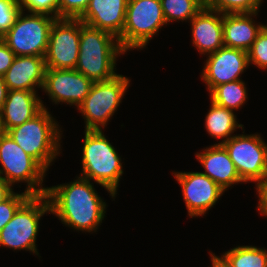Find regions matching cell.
I'll use <instances>...</instances> for the list:
<instances>
[{"mask_svg": "<svg viewBox=\"0 0 267 267\" xmlns=\"http://www.w3.org/2000/svg\"><path fill=\"white\" fill-rule=\"evenodd\" d=\"M46 188L51 214L78 232L97 231L106 213V203L91 180L79 176L73 182Z\"/></svg>", "mask_w": 267, "mask_h": 267, "instance_id": "1", "label": "cell"}, {"mask_svg": "<svg viewBox=\"0 0 267 267\" xmlns=\"http://www.w3.org/2000/svg\"><path fill=\"white\" fill-rule=\"evenodd\" d=\"M77 71L93 82L108 81L118 75L116 60L126 52L113 34L80 21Z\"/></svg>", "mask_w": 267, "mask_h": 267, "instance_id": "2", "label": "cell"}, {"mask_svg": "<svg viewBox=\"0 0 267 267\" xmlns=\"http://www.w3.org/2000/svg\"><path fill=\"white\" fill-rule=\"evenodd\" d=\"M83 140L80 176L93 180L104 187L110 193L111 198L115 197L124 173L121 157L102 130H85Z\"/></svg>", "mask_w": 267, "mask_h": 267, "instance_id": "3", "label": "cell"}, {"mask_svg": "<svg viewBox=\"0 0 267 267\" xmlns=\"http://www.w3.org/2000/svg\"><path fill=\"white\" fill-rule=\"evenodd\" d=\"M55 118L44 108L25 123L7 131L12 139L46 171L61 152L62 131Z\"/></svg>", "mask_w": 267, "mask_h": 267, "instance_id": "4", "label": "cell"}, {"mask_svg": "<svg viewBox=\"0 0 267 267\" xmlns=\"http://www.w3.org/2000/svg\"><path fill=\"white\" fill-rule=\"evenodd\" d=\"M50 214L46 195H31L0 231V245L13 250H27L38 256L36 239L41 217Z\"/></svg>", "mask_w": 267, "mask_h": 267, "instance_id": "5", "label": "cell"}, {"mask_svg": "<svg viewBox=\"0 0 267 267\" xmlns=\"http://www.w3.org/2000/svg\"><path fill=\"white\" fill-rule=\"evenodd\" d=\"M167 25L160 0H128L125 24L118 37L121 48H145L159 29Z\"/></svg>", "mask_w": 267, "mask_h": 267, "instance_id": "6", "label": "cell"}, {"mask_svg": "<svg viewBox=\"0 0 267 267\" xmlns=\"http://www.w3.org/2000/svg\"><path fill=\"white\" fill-rule=\"evenodd\" d=\"M0 177L13 186L16 182H25L24 190L30 195H44L46 189L43 186L46 170L31 156H29L6 133L0 139ZM3 175V176H2Z\"/></svg>", "mask_w": 267, "mask_h": 267, "instance_id": "7", "label": "cell"}, {"mask_svg": "<svg viewBox=\"0 0 267 267\" xmlns=\"http://www.w3.org/2000/svg\"><path fill=\"white\" fill-rule=\"evenodd\" d=\"M129 85V78L120 74L108 81L93 83L89 94L77 109L84 116L85 130H102L107 126Z\"/></svg>", "mask_w": 267, "mask_h": 267, "instance_id": "8", "label": "cell"}, {"mask_svg": "<svg viewBox=\"0 0 267 267\" xmlns=\"http://www.w3.org/2000/svg\"><path fill=\"white\" fill-rule=\"evenodd\" d=\"M21 10L12 27L1 37L15 56L44 57L55 17L48 14H25Z\"/></svg>", "mask_w": 267, "mask_h": 267, "instance_id": "9", "label": "cell"}, {"mask_svg": "<svg viewBox=\"0 0 267 267\" xmlns=\"http://www.w3.org/2000/svg\"><path fill=\"white\" fill-rule=\"evenodd\" d=\"M244 183L255 182L258 190L267 177V143L260 134H239L221 143Z\"/></svg>", "mask_w": 267, "mask_h": 267, "instance_id": "10", "label": "cell"}, {"mask_svg": "<svg viewBox=\"0 0 267 267\" xmlns=\"http://www.w3.org/2000/svg\"><path fill=\"white\" fill-rule=\"evenodd\" d=\"M80 19L56 18L44 56L46 68L75 69L79 57Z\"/></svg>", "mask_w": 267, "mask_h": 267, "instance_id": "11", "label": "cell"}, {"mask_svg": "<svg viewBox=\"0 0 267 267\" xmlns=\"http://www.w3.org/2000/svg\"><path fill=\"white\" fill-rule=\"evenodd\" d=\"M93 81L76 69L46 68L42 90L54 104L78 106L89 94Z\"/></svg>", "mask_w": 267, "mask_h": 267, "instance_id": "12", "label": "cell"}, {"mask_svg": "<svg viewBox=\"0 0 267 267\" xmlns=\"http://www.w3.org/2000/svg\"><path fill=\"white\" fill-rule=\"evenodd\" d=\"M182 188L183 199L189 217L204 216L225 192L202 172H174Z\"/></svg>", "mask_w": 267, "mask_h": 267, "instance_id": "13", "label": "cell"}, {"mask_svg": "<svg viewBox=\"0 0 267 267\" xmlns=\"http://www.w3.org/2000/svg\"><path fill=\"white\" fill-rule=\"evenodd\" d=\"M207 56L201 78L209 92L220 84L242 80L240 74L250 66L248 52L241 49L224 46Z\"/></svg>", "mask_w": 267, "mask_h": 267, "instance_id": "14", "label": "cell"}, {"mask_svg": "<svg viewBox=\"0 0 267 267\" xmlns=\"http://www.w3.org/2000/svg\"><path fill=\"white\" fill-rule=\"evenodd\" d=\"M192 43L200 54L208 55L224 47L223 14L204 6L191 20Z\"/></svg>", "mask_w": 267, "mask_h": 267, "instance_id": "15", "label": "cell"}, {"mask_svg": "<svg viewBox=\"0 0 267 267\" xmlns=\"http://www.w3.org/2000/svg\"><path fill=\"white\" fill-rule=\"evenodd\" d=\"M127 5L128 0H90L79 19L118 38L125 24Z\"/></svg>", "mask_w": 267, "mask_h": 267, "instance_id": "16", "label": "cell"}, {"mask_svg": "<svg viewBox=\"0 0 267 267\" xmlns=\"http://www.w3.org/2000/svg\"><path fill=\"white\" fill-rule=\"evenodd\" d=\"M46 65L44 57L15 56L12 65L3 75L8 90L37 92L43 87Z\"/></svg>", "mask_w": 267, "mask_h": 267, "instance_id": "17", "label": "cell"}, {"mask_svg": "<svg viewBox=\"0 0 267 267\" xmlns=\"http://www.w3.org/2000/svg\"><path fill=\"white\" fill-rule=\"evenodd\" d=\"M196 158L205 169V172L202 173L217 183L224 191L235 183H243L234 163L221 144L206 147L202 152L196 153Z\"/></svg>", "mask_w": 267, "mask_h": 267, "instance_id": "18", "label": "cell"}, {"mask_svg": "<svg viewBox=\"0 0 267 267\" xmlns=\"http://www.w3.org/2000/svg\"><path fill=\"white\" fill-rule=\"evenodd\" d=\"M258 12L223 14V42L228 48L249 51L261 30L266 26L255 24L252 17Z\"/></svg>", "mask_w": 267, "mask_h": 267, "instance_id": "19", "label": "cell"}, {"mask_svg": "<svg viewBox=\"0 0 267 267\" xmlns=\"http://www.w3.org/2000/svg\"><path fill=\"white\" fill-rule=\"evenodd\" d=\"M42 101L34 91L8 90L7 99L0 109L6 131L39 114L46 107Z\"/></svg>", "mask_w": 267, "mask_h": 267, "instance_id": "20", "label": "cell"}, {"mask_svg": "<svg viewBox=\"0 0 267 267\" xmlns=\"http://www.w3.org/2000/svg\"><path fill=\"white\" fill-rule=\"evenodd\" d=\"M210 110L205 118V129L212 138L224 139L216 144L228 141L236 129H244L242 124H238L234 111L210 102Z\"/></svg>", "mask_w": 267, "mask_h": 267, "instance_id": "21", "label": "cell"}, {"mask_svg": "<svg viewBox=\"0 0 267 267\" xmlns=\"http://www.w3.org/2000/svg\"><path fill=\"white\" fill-rule=\"evenodd\" d=\"M246 89L245 82L237 80L214 87L209 95L211 101L216 105L234 111L246 103V98L248 99Z\"/></svg>", "mask_w": 267, "mask_h": 267, "instance_id": "22", "label": "cell"}, {"mask_svg": "<svg viewBox=\"0 0 267 267\" xmlns=\"http://www.w3.org/2000/svg\"><path fill=\"white\" fill-rule=\"evenodd\" d=\"M222 256L232 267H267V250L256 246H237Z\"/></svg>", "mask_w": 267, "mask_h": 267, "instance_id": "23", "label": "cell"}, {"mask_svg": "<svg viewBox=\"0 0 267 267\" xmlns=\"http://www.w3.org/2000/svg\"><path fill=\"white\" fill-rule=\"evenodd\" d=\"M168 25L172 21L191 20L205 4L200 0H160Z\"/></svg>", "mask_w": 267, "mask_h": 267, "instance_id": "24", "label": "cell"}, {"mask_svg": "<svg viewBox=\"0 0 267 267\" xmlns=\"http://www.w3.org/2000/svg\"><path fill=\"white\" fill-rule=\"evenodd\" d=\"M263 0H210L205 6L222 14L259 12Z\"/></svg>", "mask_w": 267, "mask_h": 267, "instance_id": "25", "label": "cell"}, {"mask_svg": "<svg viewBox=\"0 0 267 267\" xmlns=\"http://www.w3.org/2000/svg\"><path fill=\"white\" fill-rule=\"evenodd\" d=\"M249 64L256 65L260 69H267V27L258 34L248 51Z\"/></svg>", "mask_w": 267, "mask_h": 267, "instance_id": "26", "label": "cell"}, {"mask_svg": "<svg viewBox=\"0 0 267 267\" xmlns=\"http://www.w3.org/2000/svg\"><path fill=\"white\" fill-rule=\"evenodd\" d=\"M20 12L19 0H0V38L12 27Z\"/></svg>", "mask_w": 267, "mask_h": 267, "instance_id": "27", "label": "cell"}, {"mask_svg": "<svg viewBox=\"0 0 267 267\" xmlns=\"http://www.w3.org/2000/svg\"><path fill=\"white\" fill-rule=\"evenodd\" d=\"M30 196L31 195L25 191L20 194L14 192L8 199L0 203V231Z\"/></svg>", "mask_w": 267, "mask_h": 267, "instance_id": "28", "label": "cell"}, {"mask_svg": "<svg viewBox=\"0 0 267 267\" xmlns=\"http://www.w3.org/2000/svg\"><path fill=\"white\" fill-rule=\"evenodd\" d=\"M21 10L29 13L48 14L58 18V0H19Z\"/></svg>", "mask_w": 267, "mask_h": 267, "instance_id": "29", "label": "cell"}, {"mask_svg": "<svg viewBox=\"0 0 267 267\" xmlns=\"http://www.w3.org/2000/svg\"><path fill=\"white\" fill-rule=\"evenodd\" d=\"M90 0H58V18H79Z\"/></svg>", "mask_w": 267, "mask_h": 267, "instance_id": "30", "label": "cell"}, {"mask_svg": "<svg viewBox=\"0 0 267 267\" xmlns=\"http://www.w3.org/2000/svg\"><path fill=\"white\" fill-rule=\"evenodd\" d=\"M14 52L0 38V75H4L12 65Z\"/></svg>", "mask_w": 267, "mask_h": 267, "instance_id": "31", "label": "cell"}, {"mask_svg": "<svg viewBox=\"0 0 267 267\" xmlns=\"http://www.w3.org/2000/svg\"><path fill=\"white\" fill-rule=\"evenodd\" d=\"M258 206L257 210L260 212V214L267 216V185H262L258 190Z\"/></svg>", "mask_w": 267, "mask_h": 267, "instance_id": "32", "label": "cell"}, {"mask_svg": "<svg viewBox=\"0 0 267 267\" xmlns=\"http://www.w3.org/2000/svg\"><path fill=\"white\" fill-rule=\"evenodd\" d=\"M13 193L12 186L0 177V203L8 199Z\"/></svg>", "mask_w": 267, "mask_h": 267, "instance_id": "33", "label": "cell"}, {"mask_svg": "<svg viewBox=\"0 0 267 267\" xmlns=\"http://www.w3.org/2000/svg\"><path fill=\"white\" fill-rule=\"evenodd\" d=\"M209 253L212 261V267H232L222 255L219 257L212 252Z\"/></svg>", "mask_w": 267, "mask_h": 267, "instance_id": "34", "label": "cell"}, {"mask_svg": "<svg viewBox=\"0 0 267 267\" xmlns=\"http://www.w3.org/2000/svg\"><path fill=\"white\" fill-rule=\"evenodd\" d=\"M8 88L4 81V77L0 75V109L7 99Z\"/></svg>", "mask_w": 267, "mask_h": 267, "instance_id": "35", "label": "cell"}, {"mask_svg": "<svg viewBox=\"0 0 267 267\" xmlns=\"http://www.w3.org/2000/svg\"><path fill=\"white\" fill-rule=\"evenodd\" d=\"M7 133L5 126H4V122H3V118L0 112V139Z\"/></svg>", "mask_w": 267, "mask_h": 267, "instance_id": "36", "label": "cell"}, {"mask_svg": "<svg viewBox=\"0 0 267 267\" xmlns=\"http://www.w3.org/2000/svg\"><path fill=\"white\" fill-rule=\"evenodd\" d=\"M200 1L206 5L210 0H200Z\"/></svg>", "mask_w": 267, "mask_h": 267, "instance_id": "37", "label": "cell"}, {"mask_svg": "<svg viewBox=\"0 0 267 267\" xmlns=\"http://www.w3.org/2000/svg\"><path fill=\"white\" fill-rule=\"evenodd\" d=\"M263 185H267V177H266V180H265V182H264V184Z\"/></svg>", "mask_w": 267, "mask_h": 267, "instance_id": "38", "label": "cell"}]
</instances>
